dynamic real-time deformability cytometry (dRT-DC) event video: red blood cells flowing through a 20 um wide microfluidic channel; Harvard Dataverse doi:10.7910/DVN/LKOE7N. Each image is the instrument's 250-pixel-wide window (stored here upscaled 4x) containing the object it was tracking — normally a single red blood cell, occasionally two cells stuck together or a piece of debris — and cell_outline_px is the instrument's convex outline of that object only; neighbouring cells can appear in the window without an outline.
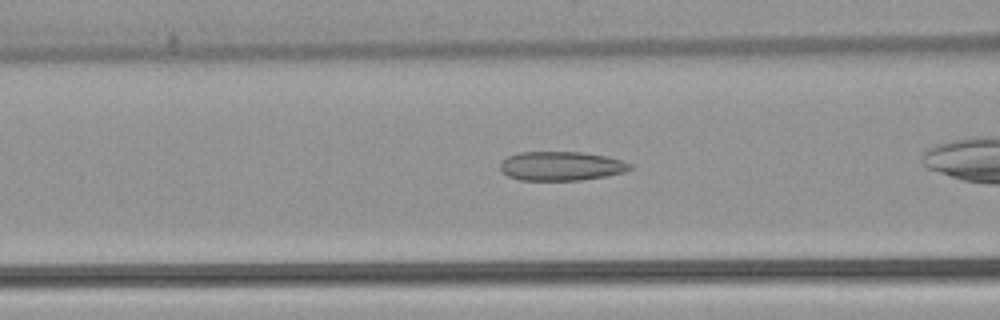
{"species": "common noctule bat (a hibernating species)", "species_latin": "Nyctalus noctula", "temperature_condition": "warm", "stored_images_in_passage": 36, "camera_frame_rate_fps": 3000, "um_per_image_px": 0.085, "animal": {"sex": "female", "body_mass_g": 22.7, "forearm_length_mm": 54.2}, "frame": {"image": 1, "passage_image": 16, "time_ms": 5.0, "image_size_px": [1000, 320], "cell_outline_px": [[632, 168], [624, 172], [604, 176], [580, 180], [520, 180], [508, 176], [500, 172], [500, 164], [508, 156], [520, 152], [584, 152], [608, 156], [632, 164]], "centroid_in_image_um": [47.69, 14.11], "position_along_channel_um": 118.9, "area_um2": 22.02}}